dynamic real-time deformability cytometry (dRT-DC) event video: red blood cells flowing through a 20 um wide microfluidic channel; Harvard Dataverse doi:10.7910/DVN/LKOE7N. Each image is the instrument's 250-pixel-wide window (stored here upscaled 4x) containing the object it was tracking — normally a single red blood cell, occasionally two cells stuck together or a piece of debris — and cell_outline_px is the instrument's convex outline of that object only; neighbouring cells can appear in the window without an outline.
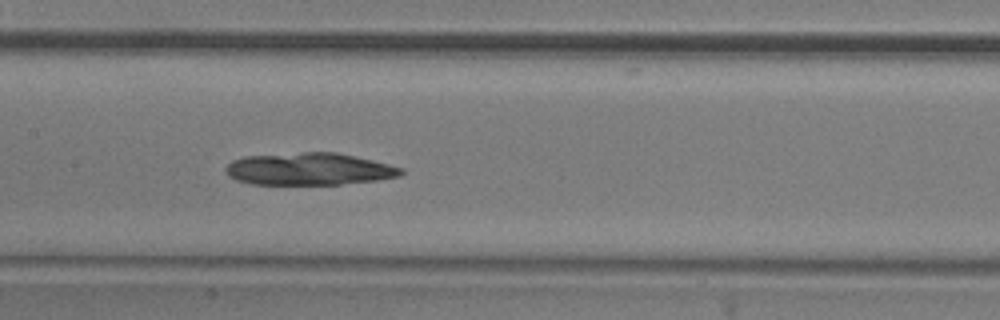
{"species": "common noctule bat (a hibernating species)", "species_latin": "Nyctalus noctula", "temperature_condition": "room temperature", "stored_images_in_passage": 53, "camera_frame_rate_fps": 3000, "um_per_image_px": 0.085, "animal": {"sex": "male", "body_mass_g": 20.5, "forearm_length_mm": 52.5}, "frame": {"image": 1, "passage_image": 25, "time_ms": 8.0, "image_size_px": [1000, 320], "cell_outline_px": [[404, 172], [400, 176], [376, 180], [340, 184], [252, 184], [236, 180], [228, 176], [224, 168], [232, 160], [244, 156], [304, 152], [336, 152], [372, 160], [404, 168]], "centroid_in_image_um": [26.25, 14.36], "position_along_channel_um": 181.1, "area_um2": 32.95}}
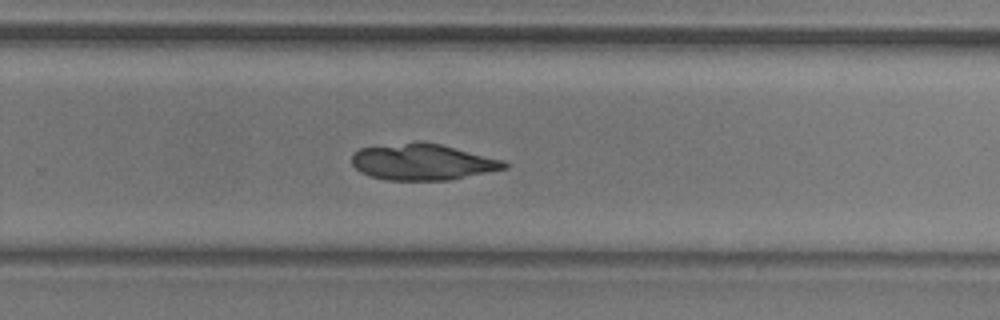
{"frame": {"image": 2, "passage_image": 34, "time_ms": 11.0, "image_size_px": [1000, 320], "cell_outline_px": [[508, 168], [448, 180], [384, 180], [368, 176], [360, 172], [352, 164], [352, 152], [360, 148], [416, 140], [420, 140], [440, 144], [504, 160], [508, 164]], "centroid_in_image_um": [35.87, 13.75], "position_along_channel_um": 293.9, "area_um2": 32.54}}
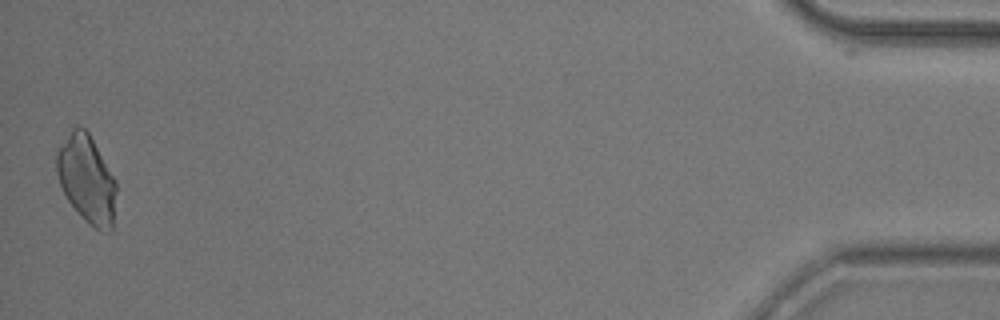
{"frame": {"image": 3, "passage_image": 52, "time_ms": 17.0, "image_size_px": [1000, 320], "cell_outline_px": [[116, 192], [112, 232], [108, 232], [92, 228], [88, 224], [68, 200], [60, 184], [56, 172], [56, 152], [72, 128], [76, 124], [84, 128], [88, 132], [116, 180]], "centroid_in_image_um": [7.38, 15.24], "position_along_channel_um": 427.8, "area_um2": 30.4}}